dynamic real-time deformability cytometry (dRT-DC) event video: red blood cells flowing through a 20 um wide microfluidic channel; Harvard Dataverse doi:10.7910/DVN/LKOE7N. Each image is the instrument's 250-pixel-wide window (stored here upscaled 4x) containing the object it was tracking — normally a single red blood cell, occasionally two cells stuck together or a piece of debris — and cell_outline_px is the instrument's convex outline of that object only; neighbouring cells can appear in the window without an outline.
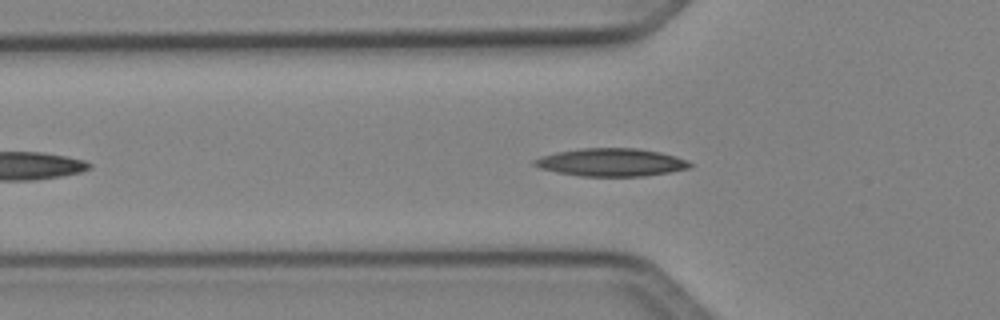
{"species": "Egyptian fruit bat (a non-hibernating species)", "species_latin": "Rousettus aegyptiacus", "temperature_condition": "cold", "stored_images_in_passage": 34, "camera_frame_rate_fps": 3000, "um_per_image_px": 0.085, "animal": {"sex": "female"}, "frame": {"image": 1, "passage_image": 4, "time_ms": 1.0, "image_size_px": [1000, 320], "cell_outline_px": [[692, 168], [644, 176], [580, 176], [556, 172], [540, 168], [532, 164], [532, 160], [540, 156], [556, 152], [580, 148], [636, 148], [660, 152], [676, 156], [688, 160], [692, 164]], "centroid_in_image_um": [51.94, 13.79], "position_along_channel_um": 73.9, "area_um2": 25.43}}
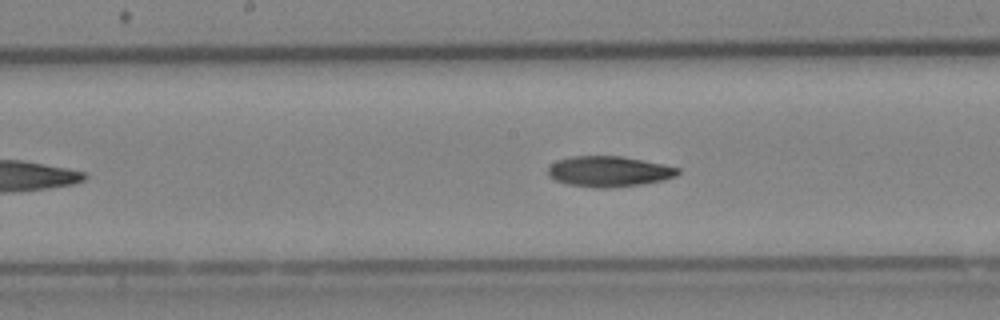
{"frame": {"image": 2, "passage_image": 13, "time_ms": 4.0, "image_size_px": [1000, 320], "cell_outline_px": [[680, 172], [676, 176], [664, 180], [644, 184], [612, 188], [592, 188], [568, 184], [552, 180], [548, 176], [548, 168], [556, 160], [572, 156], [620, 156], [680, 168]], "centroid_in_image_um": [51.72, 14.59], "position_along_channel_um": 196.5, "area_um2": 23.29}}
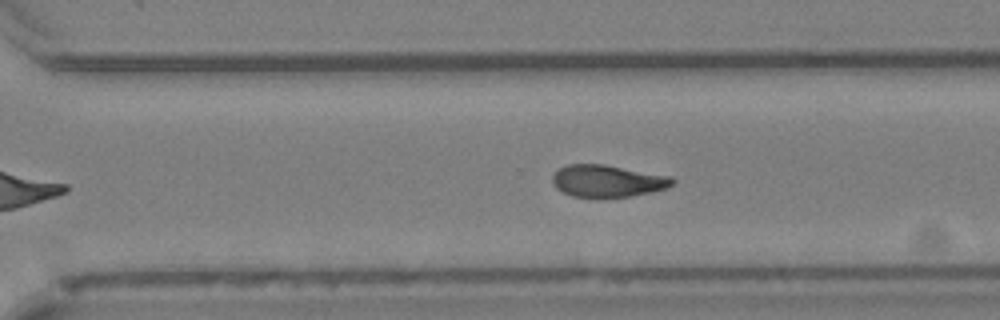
{"frame": {"image": 3, "passage_image": 22, "time_ms": 7.0, "image_size_px": [1000, 320], "cell_outline_px": [[676, 180], [668, 188], [652, 192], [632, 196], [572, 196], [556, 188], [552, 184], [552, 176], [560, 168], [568, 164], [604, 164], [672, 176]], "centroid_in_image_um": [51.67, 15.36], "position_along_channel_um": 318.9, "area_um2": 22.31}, "authors_computed_cell_mechanics": {"area_um2": 22.8888, "velocity_mm_per_s": 4.0963, "shape_relaxation_time_tau1_ms": 11.1772, "shape_relaxation_time_tau2_ms": null, "deformation_change_tau1": 0.244, "deformation_change_tau2": null}}